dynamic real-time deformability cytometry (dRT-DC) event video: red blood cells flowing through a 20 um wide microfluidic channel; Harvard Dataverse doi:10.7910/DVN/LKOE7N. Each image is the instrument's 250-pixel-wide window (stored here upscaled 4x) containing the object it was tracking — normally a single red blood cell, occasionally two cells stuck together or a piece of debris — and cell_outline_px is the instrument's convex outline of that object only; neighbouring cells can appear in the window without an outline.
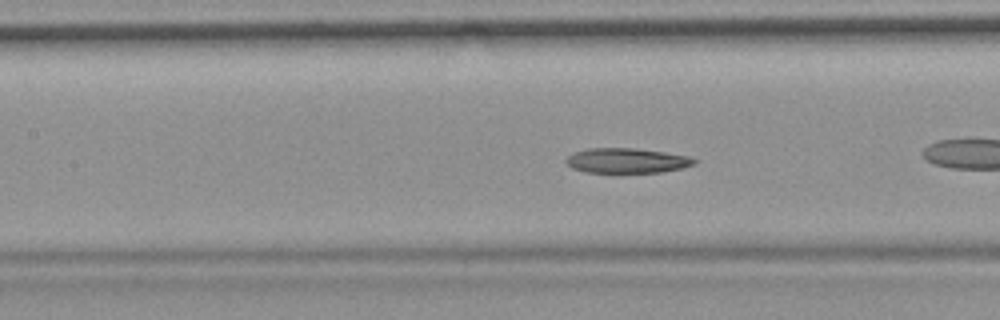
{"species": "common noctule bat (a hibernating species)", "species_latin": "Nyctalus noctula", "temperature_condition": "room temperature", "stored_images_in_passage": 37, "camera_frame_rate_fps": 3000, "um_per_image_px": 0.085, "animal": {"sex": "female", "body_mass_g": 19.9}, "frame": {"image": 1, "passage_image": 6, "time_ms": 1.667, "image_size_px": [1000, 320], "cell_outline_px": [[696, 164], [684, 168], [660, 172], [584, 172], [572, 168], [564, 160], [568, 156], [576, 152], [588, 148], [636, 148], [664, 152], [688, 156], [696, 160]], "centroid_in_image_um": [53.29, 13.65], "position_along_channel_um": 154.1, "area_um2": 18.55}}